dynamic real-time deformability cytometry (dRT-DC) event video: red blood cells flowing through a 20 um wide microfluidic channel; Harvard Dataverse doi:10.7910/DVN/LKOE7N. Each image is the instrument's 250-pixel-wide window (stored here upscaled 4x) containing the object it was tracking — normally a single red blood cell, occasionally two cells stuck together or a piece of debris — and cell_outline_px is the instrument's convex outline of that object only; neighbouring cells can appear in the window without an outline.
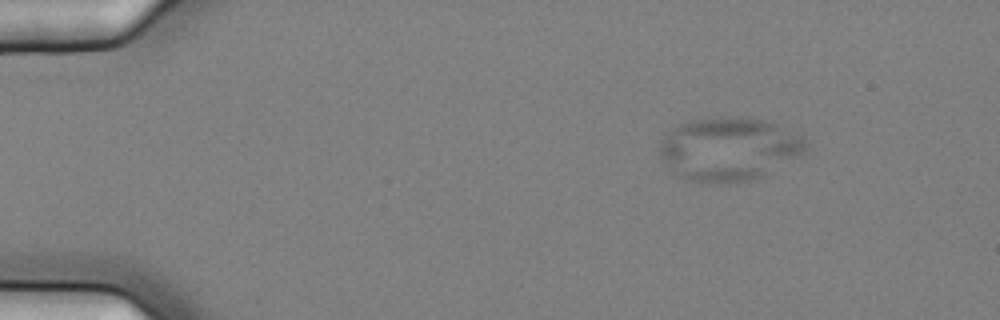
{"species": "common noctule bat (a hibernating species)", "species_latin": "Nyctalus noctula", "temperature_condition": "cold", "stored_images_in_passage": 5, "camera_frame_rate_fps": 3000, "um_per_image_px": 0.085, "animal": {"sex": "female", "body_mass_g": 25.1}, "frame": {"image": 1, "passage_image": 1, "time_ms": 0.0, "image_size_px": [1000, 320], "cell_outline_px": [[808, 148], [804, 152], [760, 176], [748, 180], [716, 184], [712, 184], [684, 180], [676, 176], [672, 172], [660, 156], [660, 140], [672, 128], [680, 124], [692, 120], [712, 116], [744, 116], [764, 120], [776, 124], [804, 136], [808, 140]], "centroid_in_image_um": [61.92, 12.64], "position_along_channel_um": 23.1, "area_um2": 54.39}}